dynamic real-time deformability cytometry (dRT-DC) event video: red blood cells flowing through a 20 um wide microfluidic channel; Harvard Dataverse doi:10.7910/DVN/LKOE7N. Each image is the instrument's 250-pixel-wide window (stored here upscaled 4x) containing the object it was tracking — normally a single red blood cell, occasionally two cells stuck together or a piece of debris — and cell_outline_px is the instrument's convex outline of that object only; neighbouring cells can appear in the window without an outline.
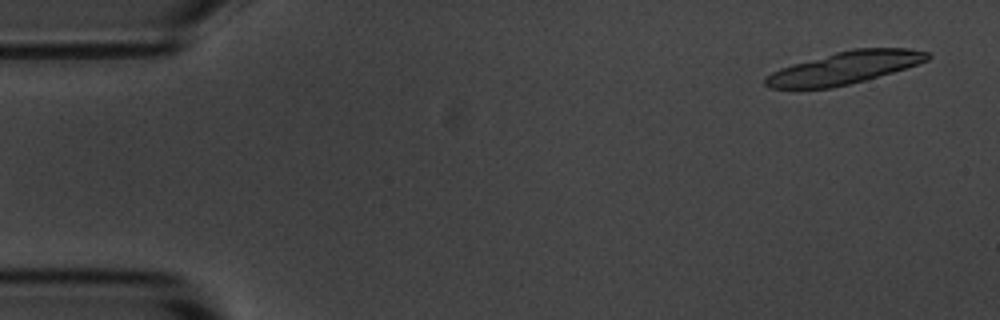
{"species": "common noctule bat (a hibernating species)", "species_latin": "Nyctalus noctula", "temperature_condition": "room temperature", "stored_images_in_passage": 4, "camera_frame_rate_fps": 3000, "um_per_image_px": 0.085, "animal": {"sex": "male", "body_mass_g": 20.1, "forearm_length_mm": 53.5}, "frame": {"image": 1, "passage_image": 1, "time_ms": 0.0, "image_size_px": [1000, 320], "cell_outline_px": [[932, 56], [928, 60], [892, 72], [864, 80], [832, 88], [772, 88], [764, 84], [764, 80], [772, 72], [780, 68], [792, 64], [836, 52], [852, 48], [908, 48], [928, 52]], "centroid_in_image_um": [71.8, 5.75], "position_along_channel_um": 13.2, "area_um2": 30.17}}